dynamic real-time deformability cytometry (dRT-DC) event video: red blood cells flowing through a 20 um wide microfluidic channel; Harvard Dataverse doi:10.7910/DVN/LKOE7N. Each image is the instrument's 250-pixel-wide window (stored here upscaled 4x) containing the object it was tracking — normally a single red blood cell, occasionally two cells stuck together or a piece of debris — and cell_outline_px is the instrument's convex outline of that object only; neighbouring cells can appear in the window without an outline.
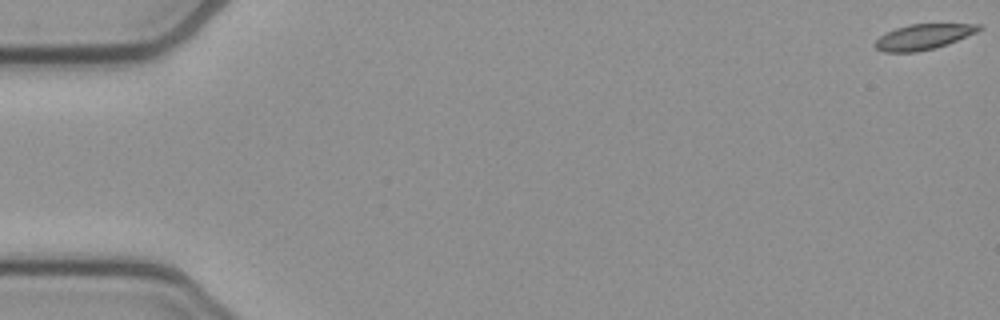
{"species": "common noctule bat (a hibernating species)", "species_latin": "Nyctalus noctula", "temperature_condition": "cold", "stored_images_in_passage": 55, "camera_frame_rate_fps": 3000, "um_per_image_px": 0.085, "animal": {"sex": "female", "body_mass_g": 21.9}, "frame": {"image": 1, "passage_image": 1, "time_ms": 0.0, "image_size_px": [1000, 320], "cell_outline_px": [[984, 28], [976, 32], [948, 44], [936, 48], [916, 52], [884, 52], [876, 48], [872, 44], [880, 36], [896, 28], [908, 24], [980, 24]], "centroid_in_image_um": [78.48, 3.13], "position_along_channel_um": 6.5, "area_um2": 15.37}}
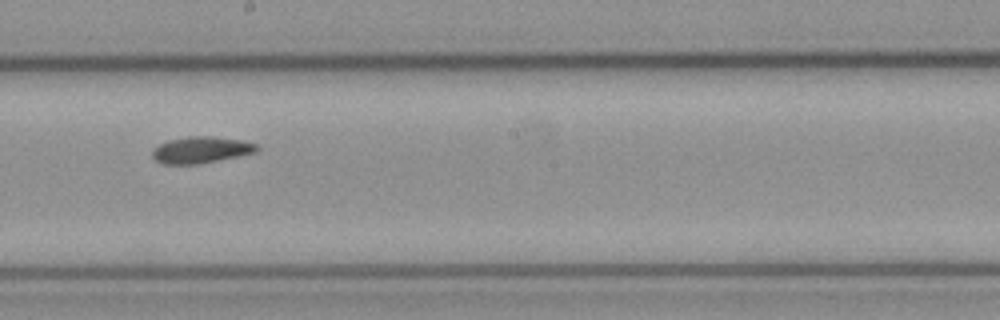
{"frame": {"image": 2, "passage_image": 31, "time_ms": 10.0, "image_size_px": [1000, 320], "cell_outline_px": [[260, 148], [256, 152], [200, 164], [164, 164], [156, 160], [152, 156], [152, 148], [168, 140], [188, 136], [212, 136], [244, 140], [256, 144]], "centroid_in_image_um": [17.09, 12.73], "position_along_channel_um": 231.1, "area_um2": 16.24}}
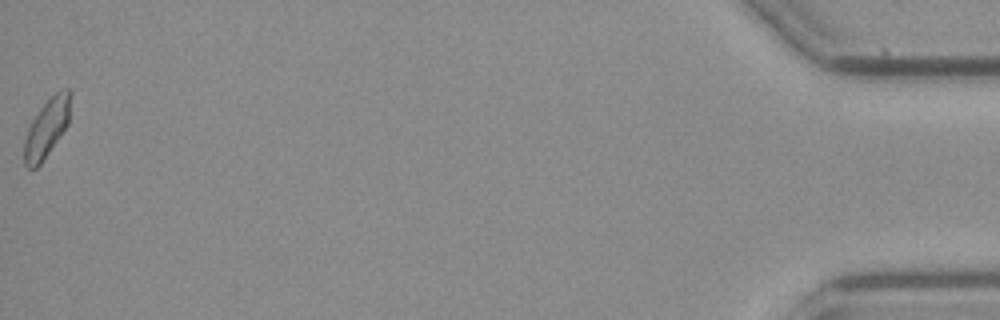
{"frame": {"image": 3, "passage_image": 55, "time_ms": 18.0, "image_size_px": [1000, 320], "cell_outline_px": [[72, 92], [68, 124], [40, 164], [36, 168], [28, 168], [24, 164], [24, 140], [28, 128], [32, 120], [40, 108], [56, 92], [64, 88], [68, 88]], "centroid_in_image_um": [3.98, 10.85], "position_along_channel_um": 431.2, "area_um2": 15.61}, "authors_computed_cell_mechanics": {"area_um2": 15.7794, "velocity_mm_per_s": 3.8098, "shape_relaxation_time_tau1_ms": 9.647, "shape_relaxation_time_tau2_ms": null, "deformation_change_tau1": 0.144, "deformation_change_tau2": null}}